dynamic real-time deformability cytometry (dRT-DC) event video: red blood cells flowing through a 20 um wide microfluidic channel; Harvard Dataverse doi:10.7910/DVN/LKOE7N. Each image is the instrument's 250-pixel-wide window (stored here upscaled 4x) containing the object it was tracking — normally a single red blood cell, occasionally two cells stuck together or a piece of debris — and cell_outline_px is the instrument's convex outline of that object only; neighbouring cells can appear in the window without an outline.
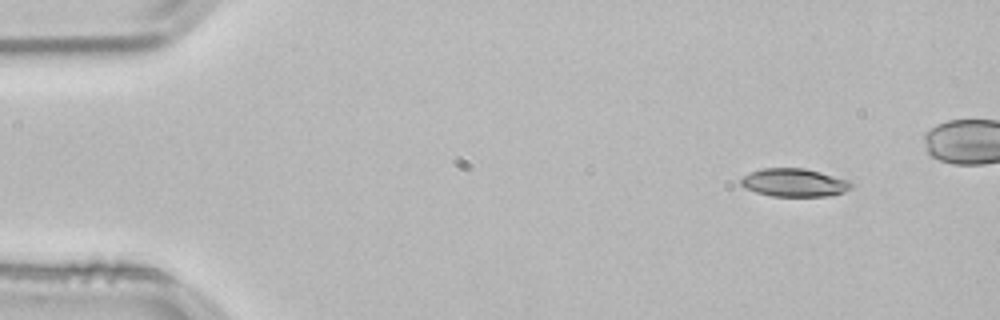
{"species": "common noctule bat (a hibernating species)", "species_latin": "Nyctalus noctula", "temperature_condition": "room temperature", "stored_images_in_passage": 43, "camera_frame_rate_fps": 3000, "um_per_image_px": 0.085, "animal": {"sex": "male", "body_mass_g": 21.5, "forearm_length_mm": 52.0}, "frame": {"image": 1, "passage_image": 1, "time_ms": 0.0, "image_size_px": [1000, 320], "cell_outline_px": [[852, 188], [844, 192], [828, 196], [772, 196], [756, 192], [744, 188], [740, 184], [740, 180], [744, 176], [760, 168], [804, 168], [820, 172], [848, 180], [852, 184]], "centroid_in_image_um": [67.5, 15.52], "position_along_channel_um": 17.5, "area_um2": 18.03}}
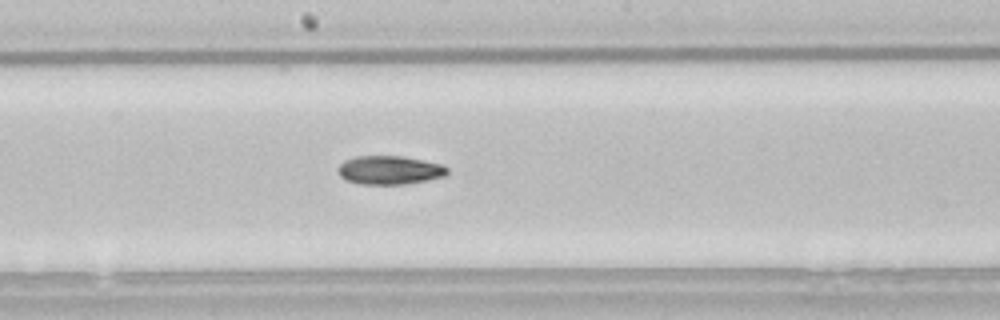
{"frame": {"image": 2, "passage_image": 24, "time_ms": 7.667, "image_size_px": [1000, 320], "cell_outline_px": [[448, 172], [444, 176], [404, 184], [360, 184], [344, 180], [340, 176], [336, 168], [344, 160], [356, 156], [404, 156], [440, 164], [448, 168]], "centroid_in_image_um": [33.05, 14.45], "position_along_channel_um": 215.2, "area_um2": 18.21}}
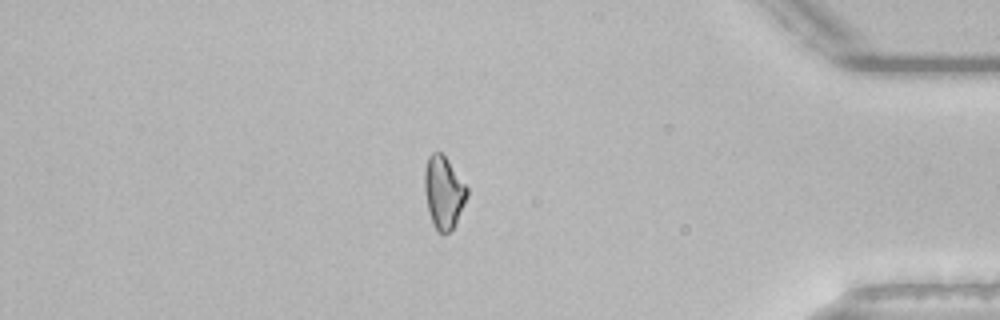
{"frame": {"image": 3, "passage_image": 41, "time_ms": 13.333, "image_size_px": [1000, 320], "cell_outline_px": [[468, 196], [452, 228], [448, 232], [440, 232], [432, 224], [424, 192], [424, 168], [428, 156], [432, 152], [440, 152], [448, 160], [468, 188]], "centroid_in_image_um": [37.69, 16.3], "position_along_channel_um": 397.5, "area_um2": 17.69}, "authors_computed_cell_mechanics": {"area_um2": 18.1492, "velocity_mm_per_s": 3.8476, "shape_relaxation_time_tau1_ms": 10.8116, "shape_relaxation_time_tau2_ms": null, "deformation_change_tau1": 0.2186, "deformation_change_tau2": null}}